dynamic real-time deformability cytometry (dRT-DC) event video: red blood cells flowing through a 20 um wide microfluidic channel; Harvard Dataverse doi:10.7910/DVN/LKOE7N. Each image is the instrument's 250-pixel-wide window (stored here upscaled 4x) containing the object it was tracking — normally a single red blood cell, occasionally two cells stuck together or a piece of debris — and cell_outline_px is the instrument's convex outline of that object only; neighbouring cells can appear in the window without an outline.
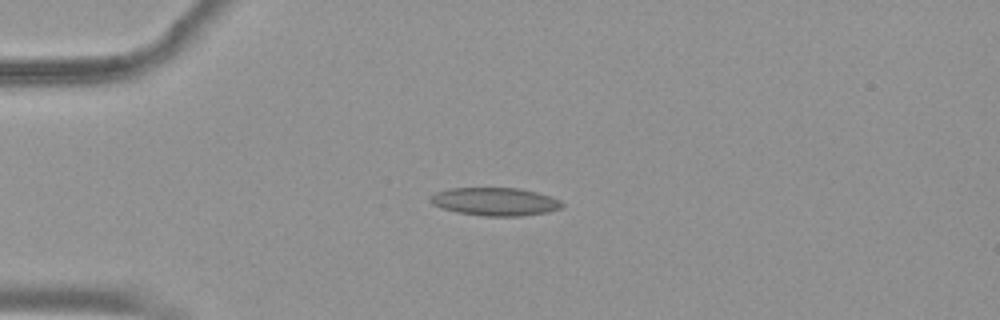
{"species": "common noctule bat (a hibernating species)", "species_latin": "Nyctalus noctula", "temperature_condition": "warm", "stored_images_in_passage": 42, "camera_frame_rate_fps": 3000, "um_per_image_px": 0.085, "animal": {"sex": "female", "body_mass_g": 19.9}, "frame": {"image": 1, "passage_image": 1, "time_ms": 0.0, "image_size_px": [1000, 320], "cell_outline_px": [[564, 204], [560, 208], [548, 212], [520, 216], [484, 216], [456, 212], [432, 204], [428, 200], [428, 196], [436, 192], [448, 188], [520, 188], [536, 192], [560, 200]], "centroid_in_image_um": [42.04, 17.13], "position_along_channel_um": 43.0, "area_um2": 21.56}}
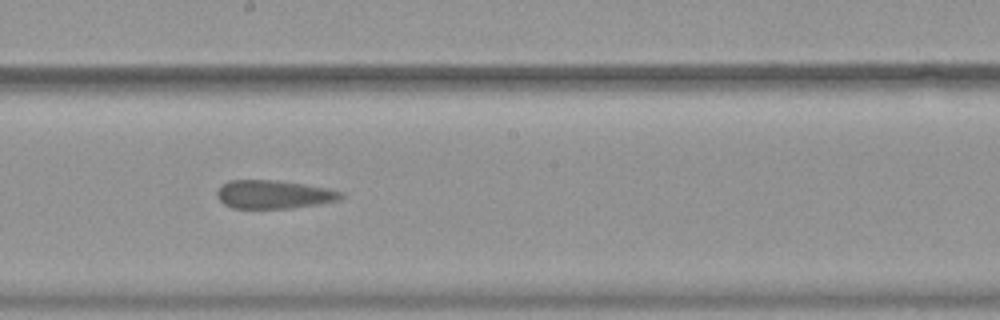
{"frame": {"image": 2, "passage_image": 18, "time_ms": 5.667, "image_size_px": [1000, 320], "cell_outline_px": [[344, 196], [340, 200], [320, 204], [292, 208], [232, 208], [224, 204], [216, 196], [216, 188], [220, 184], [228, 180], [276, 180], [304, 184], [328, 188], [344, 192]], "centroid_in_image_um": [23.26, 16.52], "position_along_channel_um": 224.9, "area_um2": 20.87}}
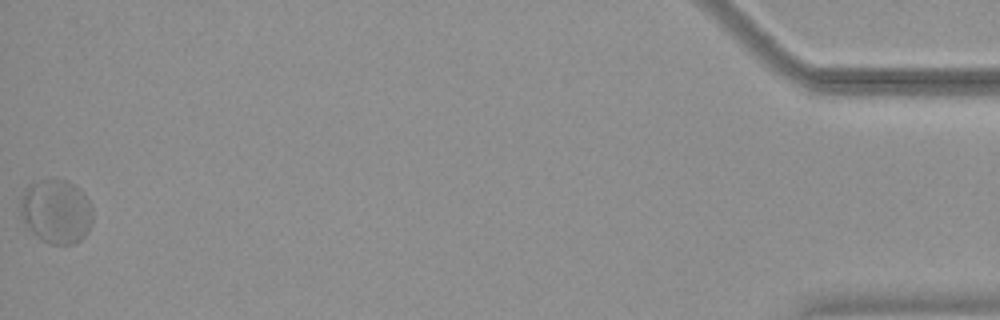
{"frame": {"image": 3, "passage_image": 42, "time_ms": 13.667, "image_size_px": [1000, 320], "cell_outline_px": [[92, 224], [88, 232], [80, 240], [72, 244], [52, 244], [40, 240], [24, 228], [20, 212], [20, 196], [24, 188], [32, 180], [56, 176], [68, 180], [88, 200], [92, 208]], "centroid_in_image_um": [4.7, 17.94], "position_along_channel_um": 430.5, "area_um2": 28.03}, "authors_computed_cell_mechanics": {"area_um2": 21.5305, "velocity_mm_per_s": 3.7026, "shape_relaxation_time_tau1_ms": null, "shape_relaxation_time_tau2_ms": 1.3794, "deformation_change_tau1": null, "deformation_change_tau2": 0.075}}